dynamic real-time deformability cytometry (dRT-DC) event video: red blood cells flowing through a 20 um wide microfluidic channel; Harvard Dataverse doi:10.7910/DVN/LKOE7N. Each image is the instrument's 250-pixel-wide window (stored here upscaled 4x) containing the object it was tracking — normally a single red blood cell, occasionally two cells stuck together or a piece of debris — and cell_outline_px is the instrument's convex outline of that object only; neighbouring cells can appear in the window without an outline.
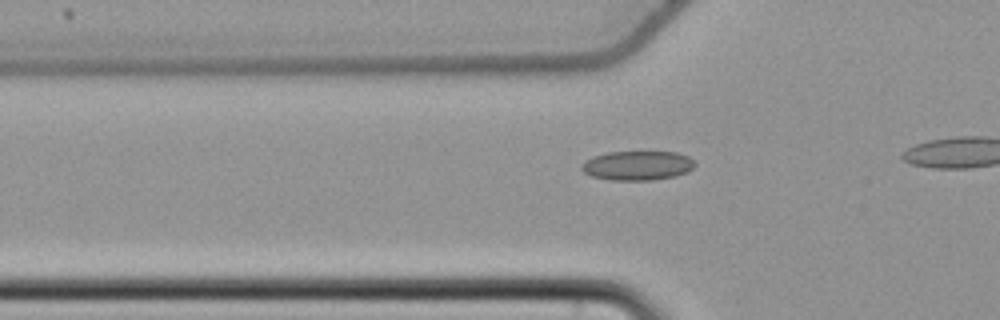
{"species": "common noctule bat (a hibernating species)", "species_latin": "Nyctalus noctula", "temperature_condition": "cold", "stored_images_in_passage": 16, "camera_frame_rate_fps": 3000, "um_per_image_px": 0.085, "animal": {"sex": "female", "body_mass_g": 22.7, "forearm_length_mm": 54.2}, "frame": {"image": 1, "passage_image": 10, "time_ms": 3.0, "image_size_px": [1000, 320], "cell_outline_px": [[696, 164], [688, 172], [676, 176], [652, 180], [612, 180], [592, 176], [584, 172], [580, 168], [580, 164], [584, 160], [592, 156], [608, 152], [676, 152], [688, 156]], "centroid_in_image_um": [54.16, 14.07], "position_along_channel_um": 71.6, "area_um2": 19.48}}
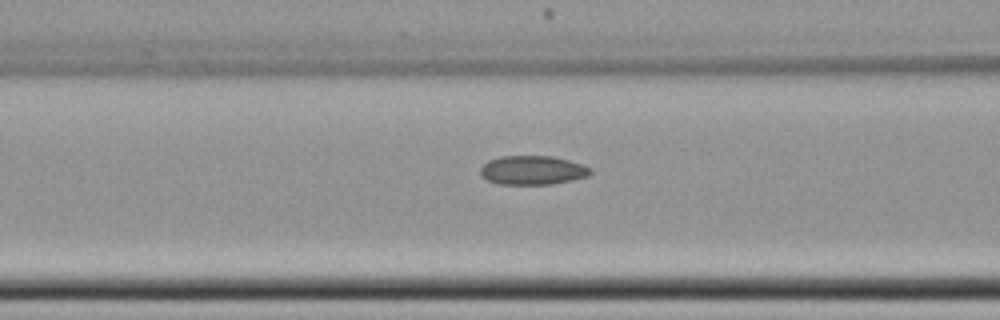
{"frame": {"image": 2, "passage_image": 14, "time_ms": 4.333, "image_size_px": [1000, 320], "cell_outline_px": [[592, 172], [588, 176], [572, 180], [552, 184], [500, 184], [488, 180], [480, 176], [480, 168], [488, 160], [500, 156], [552, 156], [568, 160], [592, 168]], "centroid_in_image_um": [45.25, 14.46], "position_along_channel_um": 121.3, "area_um2": 18.61}}